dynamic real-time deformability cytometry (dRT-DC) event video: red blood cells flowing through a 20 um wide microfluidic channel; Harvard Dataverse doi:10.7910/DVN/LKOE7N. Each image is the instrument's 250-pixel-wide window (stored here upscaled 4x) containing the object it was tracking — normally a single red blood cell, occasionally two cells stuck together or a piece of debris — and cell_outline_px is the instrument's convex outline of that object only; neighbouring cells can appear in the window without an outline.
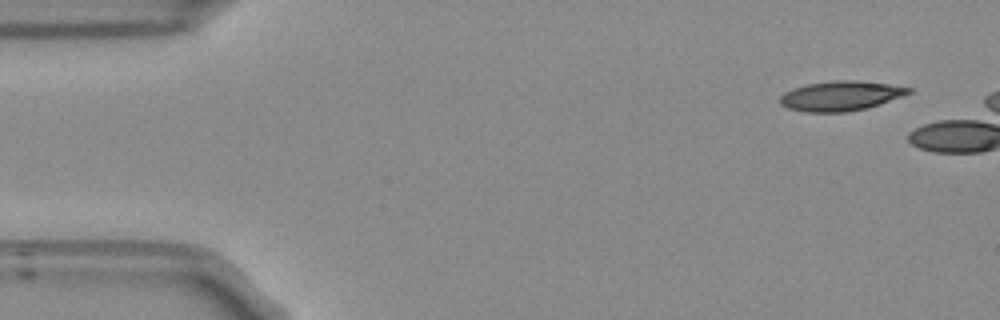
{"species": "Egyptian fruit bat (a non-hibernating species)", "species_latin": "Rousettus aegyptiacus", "temperature_condition": "room temperature", "stored_images_in_passage": 17, "camera_frame_rate_fps": 3000, "um_per_image_px": 0.085, "frame": {"image": 1, "passage_image": 1, "time_ms": 0.0, "image_size_px": [1000, 320], "cell_outline_px": [[912, 92], [904, 96], [868, 108], [844, 112], [804, 112], [788, 108], [780, 104], [780, 96], [784, 92], [792, 88], [808, 84], [832, 80], [856, 80], [888, 84], [912, 88]], "centroid_in_image_um": [71.46, 8.15], "position_along_channel_um": 13.5, "area_um2": 22.43}}